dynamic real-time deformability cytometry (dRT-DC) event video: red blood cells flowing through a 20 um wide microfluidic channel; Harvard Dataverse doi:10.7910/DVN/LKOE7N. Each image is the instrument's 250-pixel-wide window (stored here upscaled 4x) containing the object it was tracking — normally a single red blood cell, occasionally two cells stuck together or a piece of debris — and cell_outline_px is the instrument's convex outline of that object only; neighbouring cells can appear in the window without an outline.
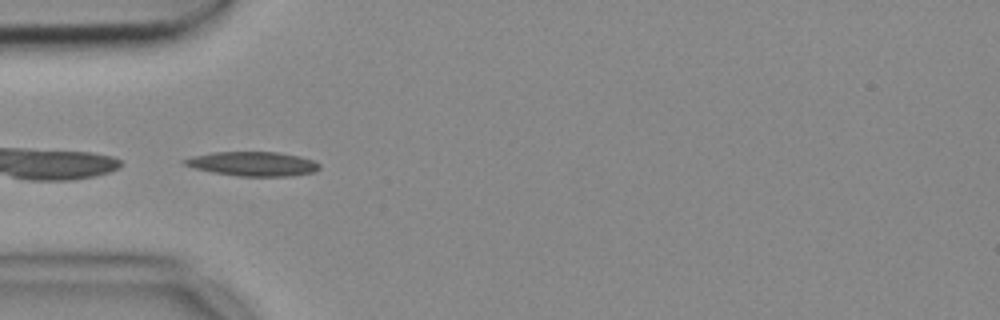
{"species": "common noctule bat (a hibernating species)", "species_latin": "Nyctalus noctula", "temperature_condition": "cold", "stored_images_in_passage": 39, "camera_frame_rate_fps": 3000, "um_per_image_px": 0.085, "animal": {"sex": "female", "body_mass_g": 18.4}, "frame": {"image": 1, "passage_image": 1, "time_ms": 0.0, "image_size_px": [1000, 320], "cell_outline_px": [[320, 168], [312, 172], [292, 176], [240, 176], [212, 172], [196, 168], [184, 164], [180, 160], [192, 156], [212, 152], [276, 152], [300, 156], [312, 160], [320, 164]], "centroid_in_image_um": [21.48, 13.92], "position_along_channel_um": 63.5, "area_um2": 19.02}}
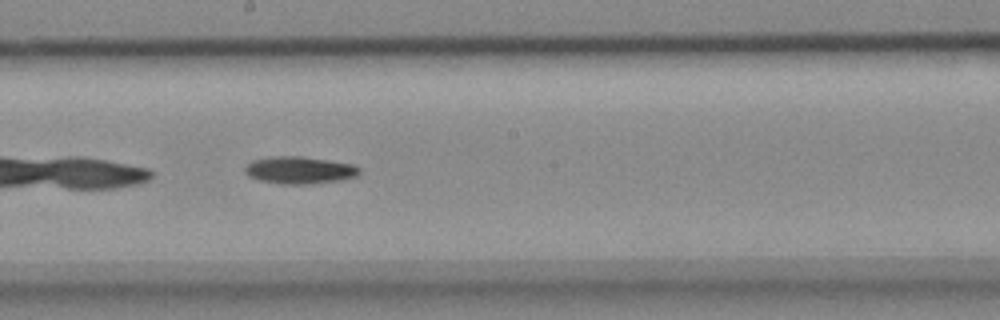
{"frame": {"image": 2, "passage_image": 14, "time_ms": 4.333, "image_size_px": [1000, 320], "cell_outline_px": [[360, 172], [356, 176], [344, 180], [312, 184], [280, 184], [260, 180], [248, 176], [244, 172], [244, 168], [252, 160], [272, 156], [304, 156], [352, 164], [360, 168]], "centroid_in_image_um": [25.46, 14.46], "position_along_channel_um": 222.7, "area_um2": 18.38}}
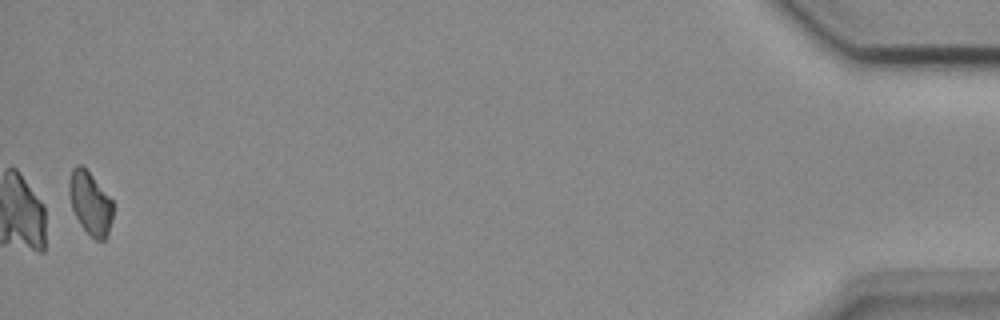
{"frame": {"image": 3, "passage_image": 38, "time_ms": 12.333, "image_size_px": [1000, 320], "cell_outline_px": [[112, 220], [108, 236], [104, 240], [96, 240], [80, 224], [72, 208], [68, 192], [68, 180], [72, 168], [76, 164], [80, 164], [92, 176], [112, 200]], "centroid_in_image_um": [7.65, 17.26], "position_along_channel_um": 427.5, "area_um2": 15.95}, "authors_computed_cell_mechanics": {"area_um2": 17.3978, "velocity_mm_per_s": 3.7035, "shape_relaxation_time_tau1_ms": 8.9252, "shape_relaxation_time_tau2_ms": null, "deformation_change_tau1": 0.1616, "deformation_change_tau2": null}}